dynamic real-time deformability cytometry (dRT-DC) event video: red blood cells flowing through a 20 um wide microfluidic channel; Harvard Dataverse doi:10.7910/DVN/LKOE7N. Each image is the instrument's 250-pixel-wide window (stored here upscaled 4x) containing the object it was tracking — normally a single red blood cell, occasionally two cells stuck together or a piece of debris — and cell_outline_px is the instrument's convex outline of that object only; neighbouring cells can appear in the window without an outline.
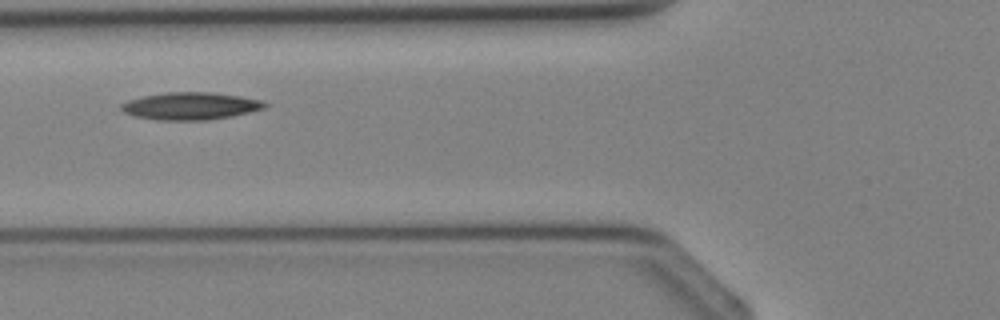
{"species": "Egyptian fruit bat (a non-hibernating species)", "species_latin": "Rousettus aegyptiacus", "temperature_condition": "cold", "stored_images_in_passage": 5, "camera_frame_rate_fps": 3000, "um_per_image_px": 0.085, "animal": {"sex": "female"}, "frame": {"image": 1, "passage_image": 5, "time_ms": 4.667, "image_size_px": [1000, 320], "cell_outline_px": [[268, 104], [264, 108], [232, 116], [208, 120], [160, 120], [136, 116], [124, 112], [120, 108], [120, 104], [128, 100], [144, 96], [168, 92], [212, 92], [240, 96], [264, 100]], "centroid_in_image_um": [16.21, 9.0], "position_along_channel_um": 109.6, "area_um2": 22.83}}